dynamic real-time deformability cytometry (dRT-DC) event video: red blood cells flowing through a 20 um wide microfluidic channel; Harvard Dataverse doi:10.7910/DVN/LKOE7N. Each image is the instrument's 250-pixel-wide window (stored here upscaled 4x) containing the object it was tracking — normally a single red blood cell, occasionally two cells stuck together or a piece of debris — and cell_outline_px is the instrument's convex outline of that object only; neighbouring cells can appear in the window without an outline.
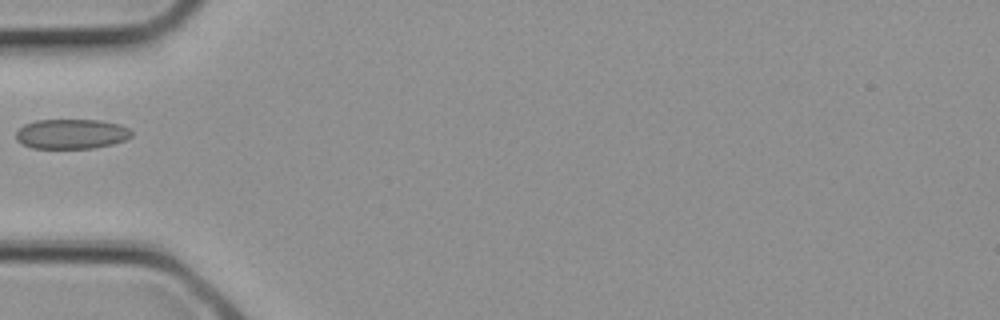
{"species": "common noctule bat (a hibernating species)", "species_latin": "Nyctalus noctula", "temperature_condition": "cold", "stored_images_in_passage": 3, "camera_frame_rate_fps": 3000, "um_per_image_px": 0.085, "animal": {"sex": "female", "body_mass_g": 21.9}, "frame": {"image": 1, "passage_image": 3, "time_ms": 0.667, "image_size_px": [1000, 320], "cell_outline_px": [[132, 136], [124, 140], [112, 144], [92, 148], [32, 148], [16, 140], [16, 132], [24, 124], [36, 120], [100, 120], [120, 124], [128, 128], [132, 132]], "centroid_in_image_um": [6.07, 11.38], "position_along_channel_um": 78.9, "area_um2": 20.06}}